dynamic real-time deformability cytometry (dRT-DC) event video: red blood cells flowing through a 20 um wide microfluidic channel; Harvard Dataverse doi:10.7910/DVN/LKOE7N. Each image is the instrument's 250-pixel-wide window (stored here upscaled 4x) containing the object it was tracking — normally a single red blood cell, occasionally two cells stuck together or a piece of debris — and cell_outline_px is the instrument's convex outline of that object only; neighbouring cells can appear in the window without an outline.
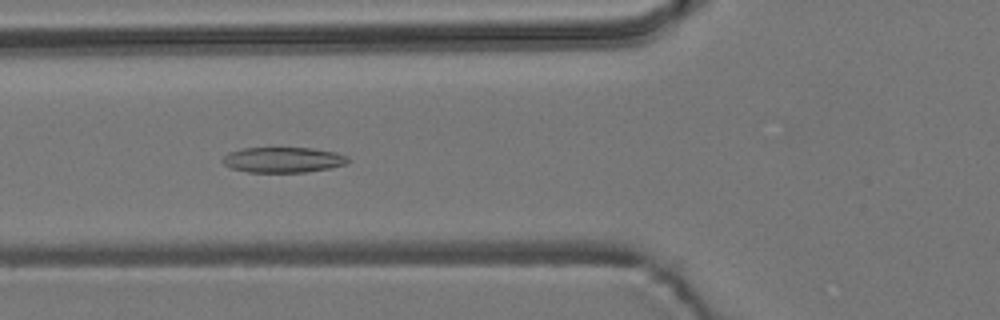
{"species": "common noctule bat (a hibernating species)", "species_latin": "Nyctalus noctula", "temperature_condition": "room temperature", "stored_images_in_passage": 47, "camera_frame_rate_fps": 3000, "um_per_image_px": 0.085, "animal": {"sex": "male", "body_mass_g": 19.2, "forearm_length_mm": 51.8}, "frame": {"image": 1, "passage_image": 12, "time_ms": 3.667, "image_size_px": [1000, 320], "cell_outline_px": [[352, 160], [348, 164], [328, 168], [304, 172], [248, 172], [232, 168], [224, 164], [220, 160], [224, 156], [232, 152], [244, 148], [312, 148], [336, 152], [348, 156]], "centroid_in_image_um": [24.12, 13.58], "position_along_channel_um": 101.7, "area_um2": 18.55}}
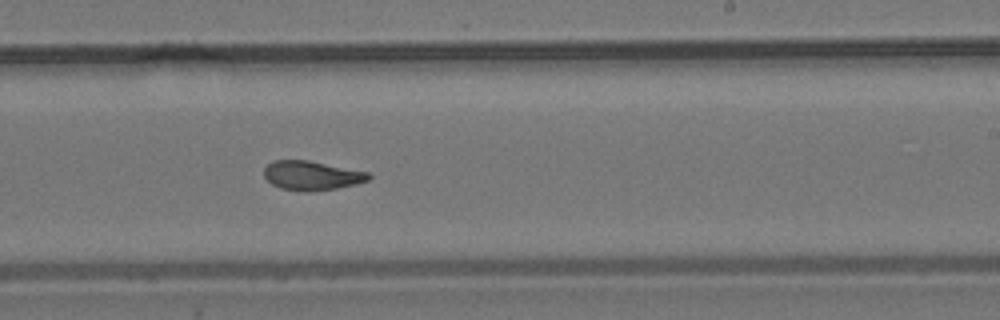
{"frame": {"image": 2, "passage_image": 25, "time_ms": 8.0, "image_size_px": [1000, 320], "cell_outline_px": [[372, 176], [368, 180], [356, 184], [336, 188], [308, 192], [304, 192], [280, 188], [272, 184], [264, 176], [264, 168], [272, 160], [308, 160], [368, 172]], "centroid_in_image_um": [26.48, 14.92], "position_along_channel_um": 262.5, "area_um2": 17.8}}
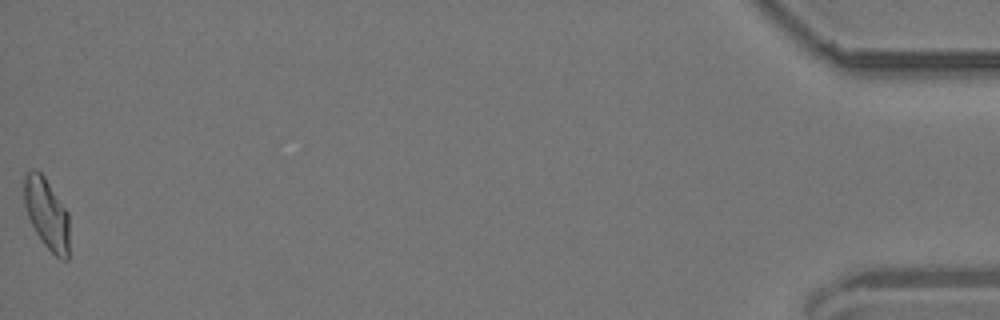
{"frame": {"image": 3, "passage_image": 47, "time_ms": 15.333, "image_size_px": [1000, 320], "cell_outline_px": [[68, 260], [60, 260], [44, 244], [36, 232], [28, 216], [24, 204], [24, 176], [32, 168], [40, 172], [44, 176], [68, 212]], "centroid_in_image_um": [3.97, 18.16], "position_along_channel_um": 431.2, "area_um2": 18.5}, "authors_computed_cell_mechanics": {"area_um2": 18.496, "velocity_mm_per_s": 3.7029, "shape_relaxation_time_tau1_ms": null, "shape_relaxation_time_tau2_ms": 2.0525, "deformation_change_tau1": null, "deformation_change_tau2": 0.0898}}